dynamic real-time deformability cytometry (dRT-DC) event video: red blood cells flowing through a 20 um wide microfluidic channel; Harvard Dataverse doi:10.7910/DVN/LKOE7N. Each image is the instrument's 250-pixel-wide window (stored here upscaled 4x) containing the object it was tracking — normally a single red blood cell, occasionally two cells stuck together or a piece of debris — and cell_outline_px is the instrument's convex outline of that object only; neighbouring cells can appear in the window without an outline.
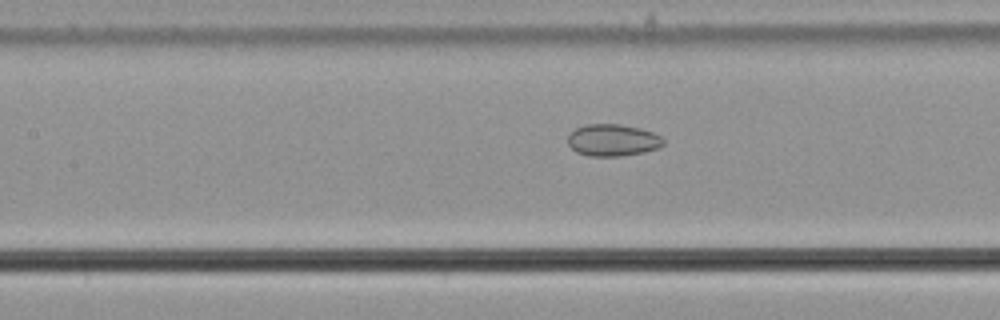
{"species": "common noctule bat (a hibernating species)", "species_latin": "Nyctalus noctula", "temperature_condition": "cold", "stored_images_in_passage": 16, "camera_frame_rate_fps": 3000, "um_per_image_px": 0.085, "animal": {"sex": "male", "body_mass_g": 21.5, "forearm_length_mm": 52.0}, "frame": {"image": 1, "passage_image": 14, "time_ms": 4.333, "image_size_px": [1000, 320], "cell_outline_px": [[664, 144], [656, 148], [644, 152], [620, 156], [588, 156], [576, 152], [568, 144], [568, 136], [576, 128], [584, 124], [620, 124], [640, 128], [652, 132], [660, 136], [664, 140]], "centroid_in_image_um": [52.07, 11.91], "position_along_channel_um": 155.3, "area_um2": 17.74}}